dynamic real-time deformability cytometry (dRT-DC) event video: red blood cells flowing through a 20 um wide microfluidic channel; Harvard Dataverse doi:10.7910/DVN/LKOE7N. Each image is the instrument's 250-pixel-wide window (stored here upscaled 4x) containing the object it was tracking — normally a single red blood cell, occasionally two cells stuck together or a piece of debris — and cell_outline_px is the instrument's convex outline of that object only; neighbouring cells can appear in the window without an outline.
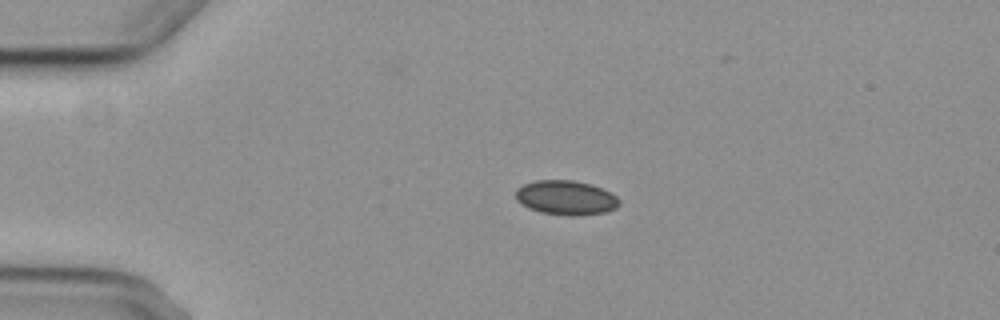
{"species": "common noctule bat (a hibernating species)", "species_latin": "Nyctalus noctula", "temperature_condition": "cold", "stored_images_in_passage": 3, "camera_frame_rate_fps": 3000, "um_per_image_px": 0.085, "animal": {"sex": "female", "body_mass_g": 29.2, "forearm_length_mm": 56.3}, "frame": {"image": 1, "passage_image": 2, "time_ms": 1.333, "image_size_px": [1000, 320], "cell_outline_px": [[620, 204], [616, 208], [604, 212], [576, 216], [572, 216], [540, 212], [528, 208], [520, 204], [516, 200], [516, 188], [524, 184], [536, 180], [572, 180], [592, 184], [616, 196], [620, 200]], "centroid_in_image_um": [48.08, 16.8], "position_along_channel_um": 36.9, "area_um2": 20.81}}